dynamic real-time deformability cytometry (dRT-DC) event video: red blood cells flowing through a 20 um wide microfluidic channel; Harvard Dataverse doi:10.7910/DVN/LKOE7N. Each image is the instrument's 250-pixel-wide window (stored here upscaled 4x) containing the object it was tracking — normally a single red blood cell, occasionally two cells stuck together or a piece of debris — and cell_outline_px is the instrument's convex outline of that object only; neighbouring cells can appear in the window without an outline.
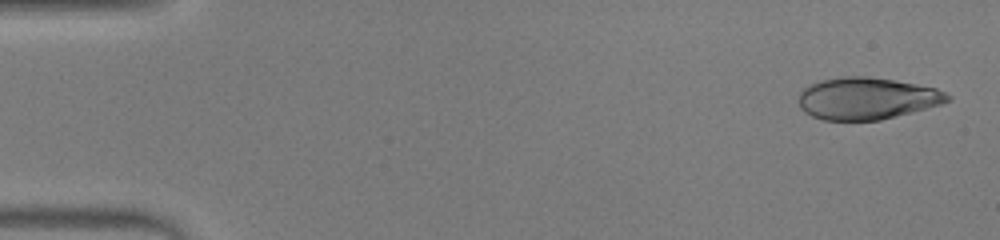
{"species": "human", "species_latin": "Homo sapiens", "temperature_condition": "warm", "stored_images_in_passage": 48, "camera_frame_rate_fps": 3000, "um_per_image_px": 0.085, "donor": {"sex": "male"}, "frame": {"image": 1, "passage_image": 2, "time_ms": 0.333, "image_size_px": [1000, 240], "cell_outline_px": [[952, 100], [940, 104], [880, 120], [824, 120], [812, 116], [804, 112], [800, 108], [800, 92], [808, 84], [820, 80], [844, 76], [868, 76], [892, 80], [936, 88], [952, 96]], "centroid_in_image_um": [73.65, 8.36], "position_along_channel_um": 11.3, "area_um2": 36.18}}
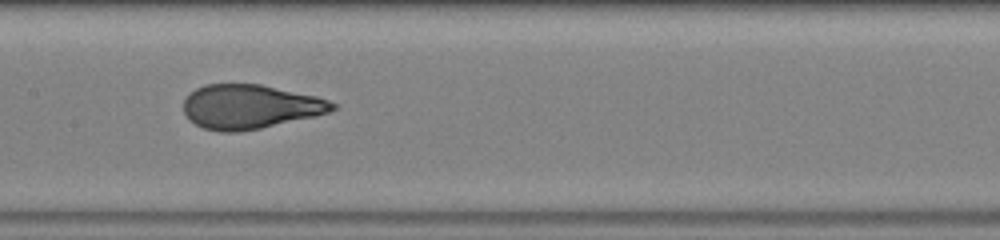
{"frame": {"image": 2, "passage_image": 24, "time_ms": 7.667, "image_size_px": [1000, 240], "cell_outline_px": [[336, 108], [328, 112], [312, 116], [260, 128], [240, 132], [220, 132], [204, 128], [188, 120], [184, 112], [184, 100], [196, 88], [204, 84], [260, 84], [316, 96], [328, 100], [336, 104]], "centroid_in_image_um": [21.21, 9.07], "position_along_channel_um": 186.2, "area_um2": 38.03}}
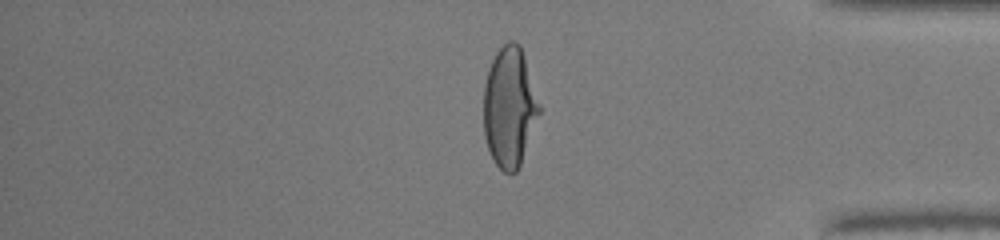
{"frame": {"image": 3, "passage_image": 40, "time_ms": 13.0, "image_size_px": [1000, 240], "cell_outline_px": [[540, 112], [520, 164], [516, 172], [504, 172], [496, 164], [488, 148], [484, 136], [484, 84], [488, 68], [496, 52], [508, 40], [516, 40], [520, 44], [540, 104]], "centroid_in_image_um": [43.29, 9.07], "position_along_channel_um": 391.9, "area_um2": 38.67}, "authors_computed_cell_mechanics": {"area_um2": 38.3503, "velocity_mm_per_s": 4.2977, "shape_relaxation_time_tau1_ms": 4.438, "shape_relaxation_time_tau2_ms": null, "deformation_change_tau1": 0.2609, "deformation_change_tau2": null}}